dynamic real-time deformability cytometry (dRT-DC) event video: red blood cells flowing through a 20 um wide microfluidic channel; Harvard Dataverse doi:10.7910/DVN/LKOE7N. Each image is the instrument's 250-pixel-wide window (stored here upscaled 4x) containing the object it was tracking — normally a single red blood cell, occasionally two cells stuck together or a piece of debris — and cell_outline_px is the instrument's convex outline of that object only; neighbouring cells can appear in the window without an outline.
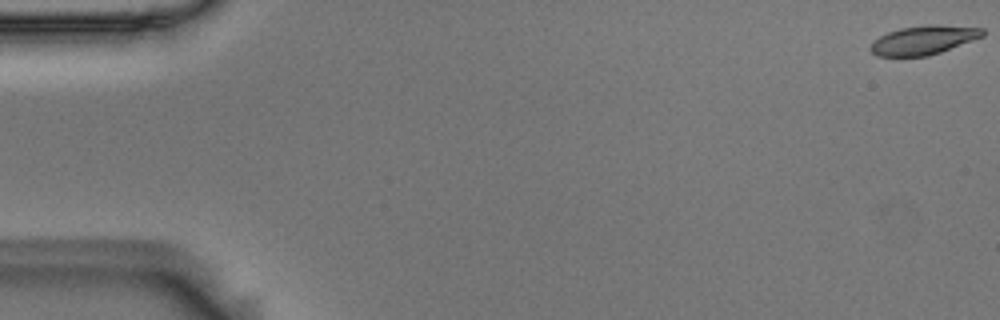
{"species": "Egyptian fruit bat (a non-hibernating species)", "species_latin": "Rousettus aegyptiacus", "temperature_condition": "room temperature", "stored_images_in_passage": 55, "camera_frame_rate_fps": 3000, "um_per_image_px": 0.085, "animal": {"sex": "male"}, "frame": {"image": 1, "passage_image": 1, "time_ms": 0.0, "image_size_px": [1000, 320], "cell_outline_px": [[984, 36], [940, 52], [928, 56], [876, 56], [868, 48], [880, 36], [888, 32], [900, 28], [928, 24], [936, 24], [984, 28]], "centroid_in_image_um": [78.51, 3.4], "position_along_channel_um": 6.5, "area_um2": 18.84}}
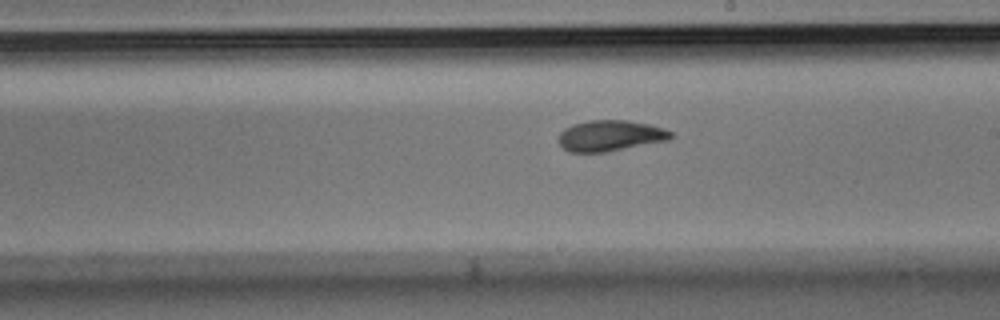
{"frame": {"image": 2, "passage_image": 32, "time_ms": 10.333, "image_size_px": [1000, 320], "cell_outline_px": [[672, 136], [668, 140], [604, 152], [568, 152], [556, 140], [560, 132], [564, 128], [572, 124], [588, 120], [628, 120], [648, 124], [664, 128], [672, 132]], "centroid_in_image_um": [51.82, 11.52], "position_along_channel_um": 237.2, "area_um2": 20.23}}
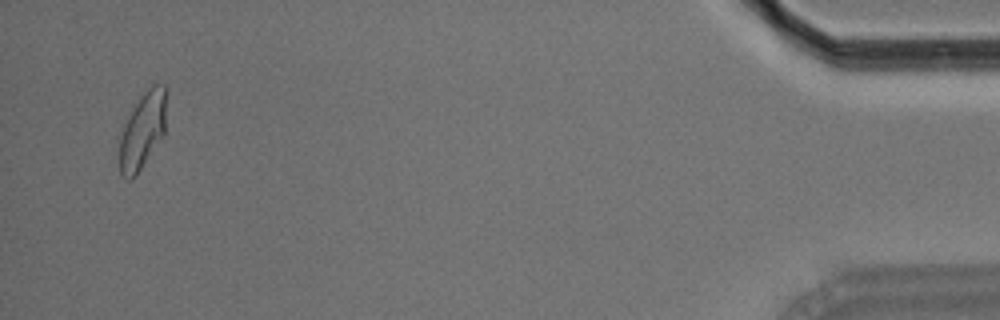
{"frame": {"image": 3, "passage_image": 54, "time_ms": 17.667, "image_size_px": [1000, 320], "cell_outline_px": [[168, 92], [164, 136], [132, 180], [128, 180], [120, 176], [116, 136], [128, 116], [144, 92], [152, 84], [164, 84], [168, 88]], "centroid_in_image_um": [12.09, 11.11], "position_along_channel_um": 423.1, "area_um2": 22.02}}